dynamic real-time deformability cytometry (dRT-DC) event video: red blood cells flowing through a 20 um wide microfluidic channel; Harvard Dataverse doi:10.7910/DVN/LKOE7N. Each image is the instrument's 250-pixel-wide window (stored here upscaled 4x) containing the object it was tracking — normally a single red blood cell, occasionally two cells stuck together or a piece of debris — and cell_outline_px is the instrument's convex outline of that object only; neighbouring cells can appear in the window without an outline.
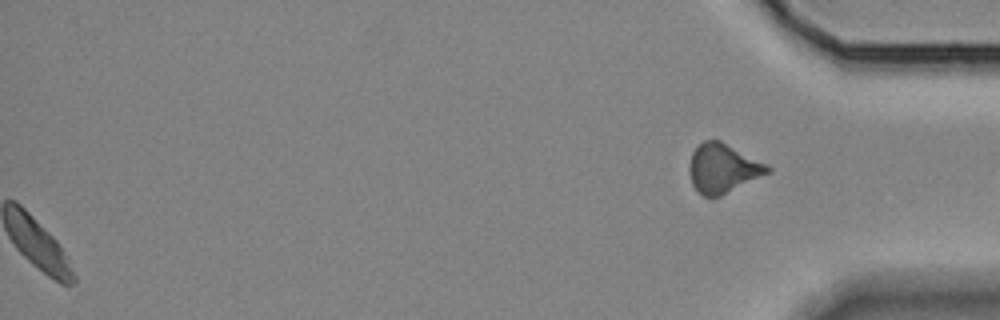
{"species": "Egyptian fruit bat (a non-hibernating species)", "species_latin": "Rousettus aegyptiacus", "temperature_condition": "room temperature", "stored_images_in_passage": 35, "segment_of_instrument_passage": [2, 2], "camera_frame_rate_fps": 3000, "um_per_image_px": 0.085, "animal": {"sex": "female"}, "frame": {"image": 1, "passage_image": 35, "time_ms": 11.333, "image_size_px": [1000, 320], "cell_outline_px": [[772, 172], [720, 196], [704, 196], [692, 184], [688, 172], [688, 164], [692, 152], [704, 140], [720, 140], [772, 168]], "centroid_in_image_um": [61.42, 14.31], "position_along_channel_um": 373.8, "area_um2": 22.14}}